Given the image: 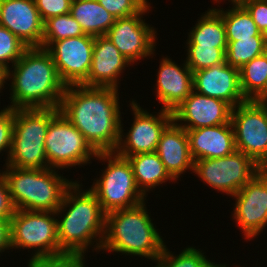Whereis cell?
<instances>
[{
    "label": "cell",
    "instance_id": "1",
    "mask_svg": "<svg viewBox=\"0 0 267 267\" xmlns=\"http://www.w3.org/2000/svg\"><path fill=\"white\" fill-rule=\"evenodd\" d=\"M117 93V88L70 85L62 97L59 110L97 153L118 147L122 115Z\"/></svg>",
    "mask_w": 267,
    "mask_h": 267
},
{
    "label": "cell",
    "instance_id": "2",
    "mask_svg": "<svg viewBox=\"0 0 267 267\" xmlns=\"http://www.w3.org/2000/svg\"><path fill=\"white\" fill-rule=\"evenodd\" d=\"M8 70L13 109L59 108L66 90L46 48L28 47ZM11 76V77H10ZM13 77V78H12Z\"/></svg>",
    "mask_w": 267,
    "mask_h": 267
},
{
    "label": "cell",
    "instance_id": "3",
    "mask_svg": "<svg viewBox=\"0 0 267 267\" xmlns=\"http://www.w3.org/2000/svg\"><path fill=\"white\" fill-rule=\"evenodd\" d=\"M81 186L79 182L74 181L66 190L62 203L55 212L57 216L61 215L60 213L69 207L61 220L57 218L59 247L65 253L85 254L88 246L96 241L98 243L96 242V247L94 245V250H101L103 243L106 214L102 211L96 195L90 189L82 192Z\"/></svg>",
    "mask_w": 267,
    "mask_h": 267
},
{
    "label": "cell",
    "instance_id": "4",
    "mask_svg": "<svg viewBox=\"0 0 267 267\" xmlns=\"http://www.w3.org/2000/svg\"><path fill=\"white\" fill-rule=\"evenodd\" d=\"M161 237L149 217L144 201L138 206L115 210L105 215V234L101 250L156 261L166 246Z\"/></svg>",
    "mask_w": 267,
    "mask_h": 267
},
{
    "label": "cell",
    "instance_id": "5",
    "mask_svg": "<svg viewBox=\"0 0 267 267\" xmlns=\"http://www.w3.org/2000/svg\"><path fill=\"white\" fill-rule=\"evenodd\" d=\"M2 171L15 210L56 212L73 184L56 169L15 168Z\"/></svg>",
    "mask_w": 267,
    "mask_h": 267
},
{
    "label": "cell",
    "instance_id": "6",
    "mask_svg": "<svg viewBox=\"0 0 267 267\" xmlns=\"http://www.w3.org/2000/svg\"><path fill=\"white\" fill-rule=\"evenodd\" d=\"M59 108L14 109V128L6 165L15 168L48 169L45 137L49 122Z\"/></svg>",
    "mask_w": 267,
    "mask_h": 267
},
{
    "label": "cell",
    "instance_id": "7",
    "mask_svg": "<svg viewBox=\"0 0 267 267\" xmlns=\"http://www.w3.org/2000/svg\"><path fill=\"white\" fill-rule=\"evenodd\" d=\"M95 158L108 161L102 176L94 180L96 182L89 188L105 214L138 206L146 200L136 185L133 168L127 158L116 152H100Z\"/></svg>",
    "mask_w": 267,
    "mask_h": 267
},
{
    "label": "cell",
    "instance_id": "8",
    "mask_svg": "<svg viewBox=\"0 0 267 267\" xmlns=\"http://www.w3.org/2000/svg\"><path fill=\"white\" fill-rule=\"evenodd\" d=\"M55 212L15 210L10 220V248L36 249L30 261L64 254L59 247Z\"/></svg>",
    "mask_w": 267,
    "mask_h": 267
},
{
    "label": "cell",
    "instance_id": "9",
    "mask_svg": "<svg viewBox=\"0 0 267 267\" xmlns=\"http://www.w3.org/2000/svg\"><path fill=\"white\" fill-rule=\"evenodd\" d=\"M45 153L52 169H64L90 163L97 152L81 132L59 111L49 122Z\"/></svg>",
    "mask_w": 267,
    "mask_h": 267
},
{
    "label": "cell",
    "instance_id": "10",
    "mask_svg": "<svg viewBox=\"0 0 267 267\" xmlns=\"http://www.w3.org/2000/svg\"><path fill=\"white\" fill-rule=\"evenodd\" d=\"M235 148L267 169V100H247L232 109Z\"/></svg>",
    "mask_w": 267,
    "mask_h": 267
},
{
    "label": "cell",
    "instance_id": "11",
    "mask_svg": "<svg viewBox=\"0 0 267 267\" xmlns=\"http://www.w3.org/2000/svg\"><path fill=\"white\" fill-rule=\"evenodd\" d=\"M262 169L251 157L235 150L224 157L194 161L193 173L214 190L232 196Z\"/></svg>",
    "mask_w": 267,
    "mask_h": 267
},
{
    "label": "cell",
    "instance_id": "12",
    "mask_svg": "<svg viewBox=\"0 0 267 267\" xmlns=\"http://www.w3.org/2000/svg\"><path fill=\"white\" fill-rule=\"evenodd\" d=\"M134 121L126 137L120 124V140L115 152L125 158L139 153H153L165 128L173 121V113L161 109L157 116L149 114L134 100L130 103ZM125 139L123 140V138Z\"/></svg>",
    "mask_w": 267,
    "mask_h": 267
},
{
    "label": "cell",
    "instance_id": "13",
    "mask_svg": "<svg viewBox=\"0 0 267 267\" xmlns=\"http://www.w3.org/2000/svg\"><path fill=\"white\" fill-rule=\"evenodd\" d=\"M148 3L138 14L125 18H116L106 33V37L120 53L130 62L154 54L156 31L143 21V16L150 10Z\"/></svg>",
    "mask_w": 267,
    "mask_h": 267
},
{
    "label": "cell",
    "instance_id": "14",
    "mask_svg": "<svg viewBox=\"0 0 267 267\" xmlns=\"http://www.w3.org/2000/svg\"><path fill=\"white\" fill-rule=\"evenodd\" d=\"M233 219L245 239L256 237L267 226V169L258 172L235 195Z\"/></svg>",
    "mask_w": 267,
    "mask_h": 267
},
{
    "label": "cell",
    "instance_id": "15",
    "mask_svg": "<svg viewBox=\"0 0 267 267\" xmlns=\"http://www.w3.org/2000/svg\"><path fill=\"white\" fill-rule=\"evenodd\" d=\"M94 40L85 34L55 41L47 48L66 86L81 85L88 78Z\"/></svg>",
    "mask_w": 267,
    "mask_h": 267
},
{
    "label": "cell",
    "instance_id": "16",
    "mask_svg": "<svg viewBox=\"0 0 267 267\" xmlns=\"http://www.w3.org/2000/svg\"><path fill=\"white\" fill-rule=\"evenodd\" d=\"M232 109L233 107L224 100L208 97L193 90L172 113L173 120L180 122L177 124L182 128L197 129L230 123Z\"/></svg>",
    "mask_w": 267,
    "mask_h": 267
},
{
    "label": "cell",
    "instance_id": "17",
    "mask_svg": "<svg viewBox=\"0 0 267 267\" xmlns=\"http://www.w3.org/2000/svg\"><path fill=\"white\" fill-rule=\"evenodd\" d=\"M0 25L28 47H41L44 30L34 0H0Z\"/></svg>",
    "mask_w": 267,
    "mask_h": 267
},
{
    "label": "cell",
    "instance_id": "18",
    "mask_svg": "<svg viewBox=\"0 0 267 267\" xmlns=\"http://www.w3.org/2000/svg\"><path fill=\"white\" fill-rule=\"evenodd\" d=\"M193 90L224 100L233 108L247 101L240 88L239 69L226 62L193 72Z\"/></svg>",
    "mask_w": 267,
    "mask_h": 267
},
{
    "label": "cell",
    "instance_id": "19",
    "mask_svg": "<svg viewBox=\"0 0 267 267\" xmlns=\"http://www.w3.org/2000/svg\"><path fill=\"white\" fill-rule=\"evenodd\" d=\"M130 64L105 35L97 36L94 40L88 78L81 85L119 89L118 78Z\"/></svg>",
    "mask_w": 267,
    "mask_h": 267
},
{
    "label": "cell",
    "instance_id": "20",
    "mask_svg": "<svg viewBox=\"0 0 267 267\" xmlns=\"http://www.w3.org/2000/svg\"><path fill=\"white\" fill-rule=\"evenodd\" d=\"M162 109L173 112L193 91V72L186 62L183 68L170 58L161 59L156 84Z\"/></svg>",
    "mask_w": 267,
    "mask_h": 267
},
{
    "label": "cell",
    "instance_id": "21",
    "mask_svg": "<svg viewBox=\"0 0 267 267\" xmlns=\"http://www.w3.org/2000/svg\"><path fill=\"white\" fill-rule=\"evenodd\" d=\"M186 131L193 161L224 157L236 150L231 122Z\"/></svg>",
    "mask_w": 267,
    "mask_h": 267
},
{
    "label": "cell",
    "instance_id": "22",
    "mask_svg": "<svg viewBox=\"0 0 267 267\" xmlns=\"http://www.w3.org/2000/svg\"><path fill=\"white\" fill-rule=\"evenodd\" d=\"M155 152L174 180L187 169L193 171L187 131L174 120L163 131Z\"/></svg>",
    "mask_w": 267,
    "mask_h": 267
},
{
    "label": "cell",
    "instance_id": "23",
    "mask_svg": "<svg viewBox=\"0 0 267 267\" xmlns=\"http://www.w3.org/2000/svg\"><path fill=\"white\" fill-rule=\"evenodd\" d=\"M70 14L84 33L93 37L106 35L115 21L97 0H75L71 3Z\"/></svg>",
    "mask_w": 267,
    "mask_h": 267
},
{
    "label": "cell",
    "instance_id": "24",
    "mask_svg": "<svg viewBox=\"0 0 267 267\" xmlns=\"http://www.w3.org/2000/svg\"><path fill=\"white\" fill-rule=\"evenodd\" d=\"M127 159L132 165L136 185L145 196L151 188L168 180L175 181L156 152L139 153L129 156Z\"/></svg>",
    "mask_w": 267,
    "mask_h": 267
},
{
    "label": "cell",
    "instance_id": "25",
    "mask_svg": "<svg viewBox=\"0 0 267 267\" xmlns=\"http://www.w3.org/2000/svg\"><path fill=\"white\" fill-rule=\"evenodd\" d=\"M207 12V13H206ZM190 31L188 46L227 48L225 25L222 16L214 9L206 11Z\"/></svg>",
    "mask_w": 267,
    "mask_h": 267
},
{
    "label": "cell",
    "instance_id": "26",
    "mask_svg": "<svg viewBox=\"0 0 267 267\" xmlns=\"http://www.w3.org/2000/svg\"><path fill=\"white\" fill-rule=\"evenodd\" d=\"M240 88L246 100H267V52L239 69Z\"/></svg>",
    "mask_w": 267,
    "mask_h": 267
},
{
    "label": "cell",
    "instance_id": "27",
    "mask_svg": "<svg viewBox=\"0 0 267 267\" xmlns=\"http://www.w3.org/2000/svg\"><path fill=\"white\" fill-rule=\"evenodd\" d=\"M221 16L225 25L227 41H239L253 36H266L261 33L251 15L242 5H234L230 10L214 8Z\"/></svg>",
    "mask_w": 267,
    "mask_h": 267
},
{
    "label": "cell",
    "instance_id": "28",
    "mask_svg": "<svg viewBox=\"0 0 267 267\" xmlns=\"http://www.w3.org/2000/svg\"><path fill=\"white\" fill-rule=\"evenodd\" d=\"M227 42L226 63L237 69L265 53L267 48V36H253Z\"/></svg>",
    "mask_w": 267,
    "mask_h": 267
},
{
    "label": "cell",
    "instance_id": "29",
    "mask_svg": "<svg viewBox=\"0 0 267 267\" xmlns=\"http://www.w3.org/2000/svg\"><path fill=\"white\" fill-rule=\"evenodd\" d=\"M82 35L84 31L70 13L52 17L44 22L41 47L47 49L55 41Z\"/></svg>",
    "mask_w": 267,
    "mask_h": 267
},
{
    "label": "cell",
    "instance_id": "30",
    "mask_svg": "<svg viewBox=\"0 0 267 267\" xmlns=\"http://www.w3.org/2000/svg\"><path fill=\"white\" fill-rule=\"evenodd\" d=\"M200 249L187 247L179 255H173L165 246L162 255L155 261V267H226L225 264H215L206 259V256Z\"/></svg>",
    "mask_w": 267,
    "mask_h": 267
},
{
    "label": "cell",
    "instance_id": "31",
    "mask_svg": "<svg viewBox=\"0 0 267 267\" xmlns=\"http://www.w3.org/2000/svg\"><path fill=\"white\" fill-rule=\"evenodd\" d=\"M186 64L192 72L225 63L226 49L212 46H188Z\"/></svg>",
    "mask_w": 267,
    "mask_h": 267
},
{
    "label": "cell",
    "instance_id": "32",
    "mask_svg": "<svg viewBox=\"0 0 267 267\" xmlns=\"http://www.w3.org/2000/svg\"><path fill=\"white\" fill-rule=\"evenodd\" d=\"M28 48L16 35L0 25V64L8 70L9 62L12 66L22 57Z\"/></svg>",
    "mask_w": 267,
    "mask_h": 267
},
{
    "label": "cell",
    "instance_id": "33",
    "mask_svg": "<svg viewBox=\"0 0 267 267\" xmlns=\"http://www.w3.org/2000/svg\"><path fill=\"white\" fill-rule=\"evenodd\" d=\"M115 19L138 14L147 4V0H97Z\"/></svg>",
    "mask_w": 267,
    "mask_h": 267
},
{
    "label": "cell",
    "instance_id": "34",
    "mask_svg": "<svg viewBox=\"0 0 267 267\" xmlns=\"http://www.w3.org/2000/svg\"><path fill=\"white\" fill-rule=\"evenodd\" d=\"M14 128V109L7 107L0 111V153L11 150L12 136Z\"/></svg>",
    "mask_w": 267,
    "mask_h": 267
},
{
    "label": "cell",
    "instance_id": "35",
    "mask_svg": "<svg viewBox=\"0 0 267 267\" xmlns=\"http://www.w3.org/2000/svg\"><path fill=\"white\" fill-rule=\"evenodd\" d=\"M36 8L42 20L70 13L71 2L69 0H34Z\"/></svg>",
    "mask_w": 267,
    "mask_h": 267
},
{
    "label": "cell",
    "instance_id": "36",
    "mask_svg": "<svg viewBox=\"0 0 267 267\" xmlns=\"http://www.w3.org/2000/svg\"><path fill=\"white\" fill-rule=\"evenodd\" d=\"M242 6L251 15L258 30L267 36V0H250Z\"/></svg>",
    "mask_w": 267,
    "mask_h": 267
},
{
    "label": "cell",
    "instance_id": "37",
    "mask_svg": "<svg viewBox=\"0 0 267 267\" xmlns=\"http://www.w3.org/2000/svg\"><path fill=\"white\" fill-rule=\"evenodd\" d=\"M84 253H64L40 260L45 267H85Z\"/></svg>",
    "mask_w": 267,
    "mask_h": 267
},
{
    "label": "cell",
    "instance_id": "38",
    "mask_svg": "<svg viewBox=\"0 0 267 267\" xmlns=\"http://www.w3.org/2000/svg\"><path fill=\"white\" fill-rule=\"evenodd\" d=\"M15 212L7 183L0 172V219L11 220Z\"/></svg>",
    "mask_w": 267,
    "mask_h": 267
},
{
    "label": "cell",
    "instance_id": "39",
    "mask_svg": "<svg viewBox=\"0 0 267 267\" xmlns=\"http://www.w3.org/2000/svg\"><path fill=\"white\" fill-rule=\"evenodd\" d=\"M10 248V221L0 219V252Z\"/></svg>",
    "mask_w": 267,
    "mask_h": 267
},
{
    "label": "cell",
    "instance_id": "40",
    "mask_svg": "<svg viewBox=\"0 0 267 267\" xmlns=\"http://www.w3.org/2000/svg\"><path fill=\"white\" fill-rule=\"evenodd\" d=\"M7 79H8V69L2 64H0V91L2 87L4 88V83L5 80L7 81Z\"/></svg>",
    "mask_w": 267,
    "mask_h": 267
},
{
    "label": "cell",
    "instance_id": "41",
    "mask_svg": "<svg viewBox=\"0 0 267 267\" xmlns=\"http://www.w3.org/2000/svg\"><path fill=\"white\" fill-rule=\"evenodd\" d=\"M28 267H45L40 261H30L28 262Z\"/></svg>",
    "mask_w": 267,
    "mask_h": 267
},
{
    "label": "cell",
    "instance_id": "42",
    "mask_svg": "<svg viewBox=\"0 0 267 267\" xmlns=\"http://www.w3.org/2000/svg\"><path fill=\"white\" fill-rule=\"evenodd\" d=\"M214 1H216V2H219L218 0H214ZM232 3H233V5H243L245 2H247V1H250V0H230Z\"/></svg>",
    "mask_w": 267,
    "mask_h": 267
}]
</instances>
